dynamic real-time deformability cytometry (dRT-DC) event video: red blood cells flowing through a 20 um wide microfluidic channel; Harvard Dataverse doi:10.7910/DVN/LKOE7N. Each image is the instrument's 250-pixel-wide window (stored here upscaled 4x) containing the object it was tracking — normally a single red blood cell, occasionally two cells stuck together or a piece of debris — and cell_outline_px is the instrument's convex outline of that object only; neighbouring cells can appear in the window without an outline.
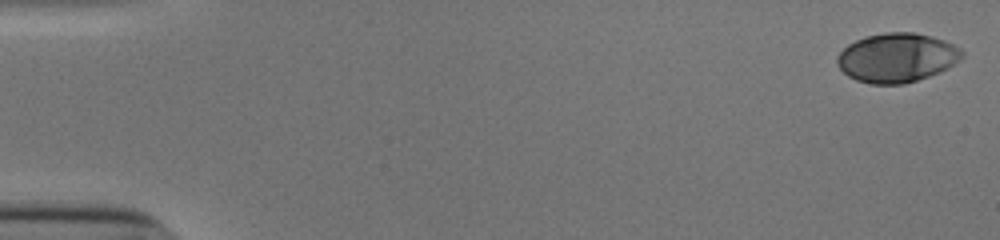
{"species": "human", "species_latin": "Homo sapiens", "temperature_condition": "cold", "stored_images_in_passage": 47, "camera_frame_rate_fps": 3000, "um_per_image_px": 0.085, "donor": {"sex": "male"}, "frame": {"image": 1, "passage_image": 1, "time_ms": 0.0, "image_size_px": [1000, 240], "cell_outline_px": [[964, 56], [960, 60], [948, 68], [940, 72], [904, 84], [872, 84], [856, 80], [848, 76], [836, 64], [836, 56], [848, 44], [864, 36], [884, 32], [912, 32], [932, 36], [944, 40], [960, 48], [964, 52]], "centroid_in_image_um": [76.23, 4.9], "position_along_channel_um": 8.8, "area_um2": 35.95}}
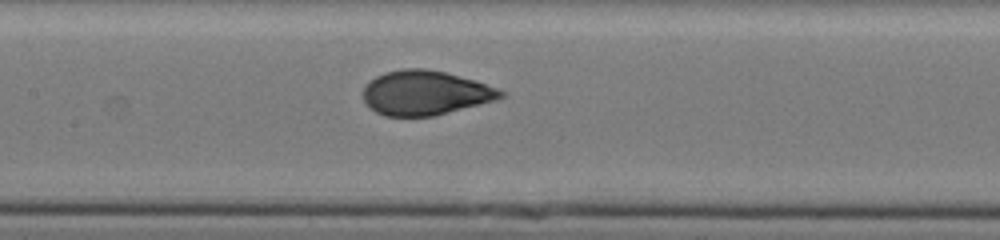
{"frame": {"image": 2, "passage_image": 26, "time_ms": 8.333, "image_size_px": [1000, 240], "cell_outline_px": [[504, 96], [496, 100], [432, 116], [384, 116], [376, 112], [364, 100], [364, 84], [376, 76], [384, 72], [404, 68], [424, 68], [444, 72], [476, 80], [496, 88], [504, 92]], "centroid_in_image_um": [36.13, 7.88], "position_along_channel_um": 171.3, "area_um2": 35.43}}
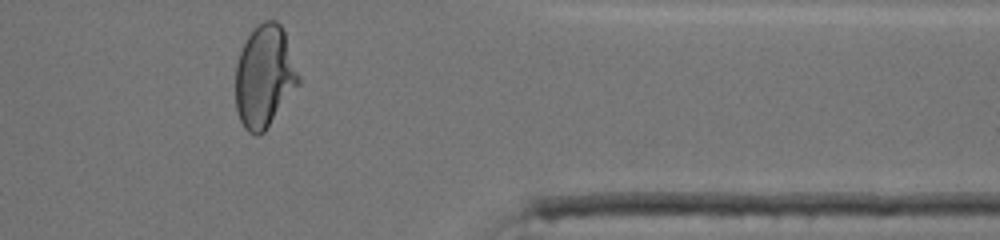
{"frame": {"image": 3, "passage_image": 44, "time_ms": 14.333, "image_size_px": [1000, 240], "cell_outline_px": [[300, 84], [264, 132], [260, 136], [256, 136], [248, 132], [244, 128], [240, 120], [236, 108], [236, 64], [240, 52], [248, 36], [256, 24], [264, 20], [276, 20], [280, 24], [284, 32], [300, 76]], "centroid_in_image_um": [22.48, 6.51], "position_along_channel_um": 388.9, "area_um2": 37.63}, "authors_computed_cell_mechanics": {"area_um2": 35.547, "velocity_mm_per_s": 3.8808, "shape_relaxation_time_tau1_ms": 6.6036, "shape_relaxation_time_tau2_ms": null, "deformation_change_tau1": 0.2266, "deformation_change_tau2": null}}